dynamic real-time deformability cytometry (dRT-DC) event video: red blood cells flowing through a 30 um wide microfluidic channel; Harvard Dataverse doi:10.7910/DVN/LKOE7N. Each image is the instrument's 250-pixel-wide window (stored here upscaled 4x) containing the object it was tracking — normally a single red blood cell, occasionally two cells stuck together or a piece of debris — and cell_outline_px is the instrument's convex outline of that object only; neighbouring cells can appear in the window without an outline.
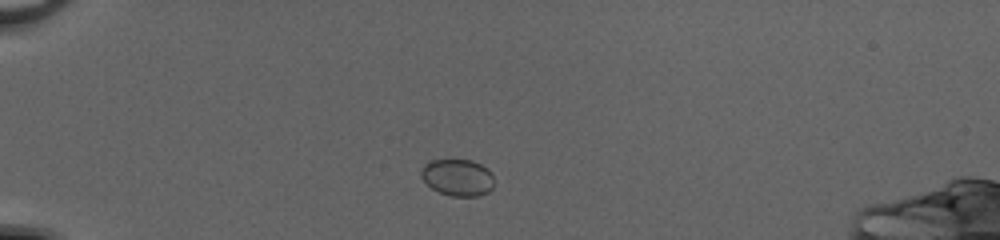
{"species": "common noctule bat (a hibernating species)", "species_latin": "Nyctalus noctula", "temperature_condition": "cold", "stored_images_in_passage": 37, "camera_frame_rate_fps": 3000, "um_per_image_px": 0.085, "animal": {"sex": "female", "body_mass_g": 20.0, "forearm_length_mm": 54.0}, "frame": {"image": 1, "passage_image": 1, "time_ms": 0.0, "image_size_px": [1000, 240], "cell_outline_px": [[492, 188], [488, 192], [476, 196], [452, 196], [440, 192], [432, 188], [420, 176], [420, 168], [428, 160], [472, 160], [488, 168], [492, 172]], "centroid_in_image_um": [38.88, 15.06], "position_along_channel_um": 46.1, "area_um2": 15.66}}
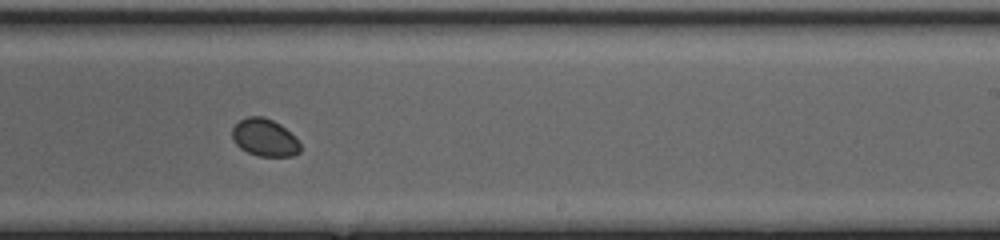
{"frame": {"image": 2, "passage_image": 20, "time_ms": 6.333, "image_size_px": [1000, 240], "cell_outline_px": [[300, 152], [292, 156], [260, 156], [248, 152], [240, 148], [232, 140], [232, 128], [240, 120], [248, 116], [264, 116], [280, 124], [300, 144]], "centroid_in_image_um": [22.46, 11.69], "position_along_channel_um": 266.5, "area_um2": 14.68}}
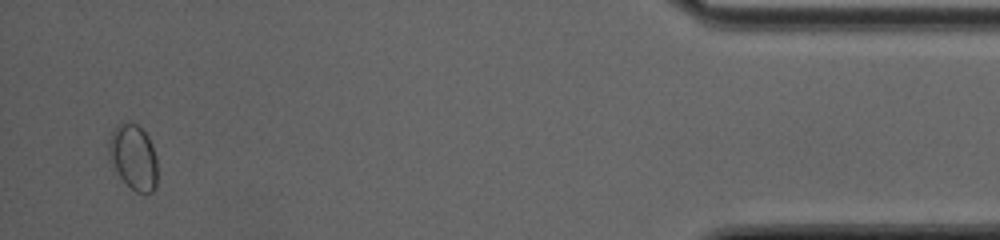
{"frame": {"image": 3, "passage_image": 36, "time_ms": 11.667, "image_size_px": [1000, 240], "cell_outline_px": [[156, 188], [152, 192], [136, 192], [120, 176], [108, 156], [108, 140], [116, 124], [120, 120], [124, 120], [136, 124], [148, 136], [152, 144], [156, 156]], "centroid_in_image_um": [11.33, 13.29], "position_along_channel_um": 423.9, "area_um2": 18.5}}